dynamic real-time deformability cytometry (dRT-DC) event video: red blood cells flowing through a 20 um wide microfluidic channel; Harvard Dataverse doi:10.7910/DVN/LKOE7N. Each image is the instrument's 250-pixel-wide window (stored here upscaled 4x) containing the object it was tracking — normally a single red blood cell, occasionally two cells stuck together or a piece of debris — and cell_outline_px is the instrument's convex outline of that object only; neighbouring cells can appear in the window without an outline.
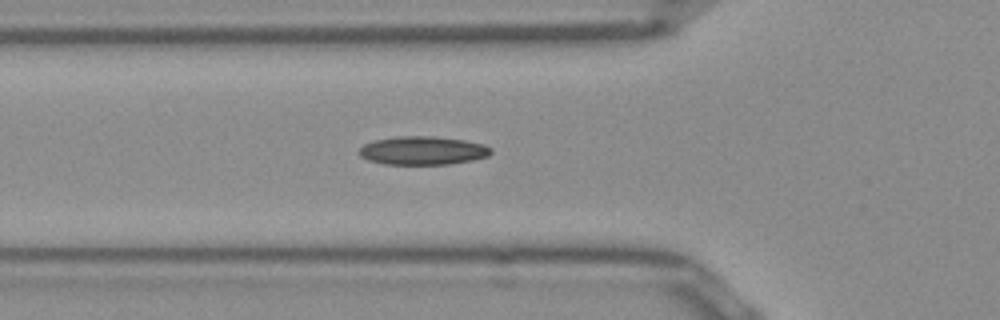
{"species": "Egyptian fruit bat (a non-hibernating species)", "species_latin": "Rousettus aegyptiacus", "temperature_condition": "room temperature", "stored_images_in_passage": 36, "camera_frame_rate_fps": 3000, "um_per_image_px": 0.085, "frame": {"image": 1, "passage_image": 2, "time_ms": 0.333, "image_size_px": [1000, 320], "cell_outline_px": [[492, 152], [488, 156], [472, 160], [448, 164], [384, 164], [368, 160], [360, 156], [360, 148], [364, 144], [376, 140], [396, 136], [436, 136], [464, 140], [484, 144], [492, 148]], "centroid_in_image_um": [35.95, 12.79], "position_along_channel_um": 89.8, "area_um2": 21.85}}
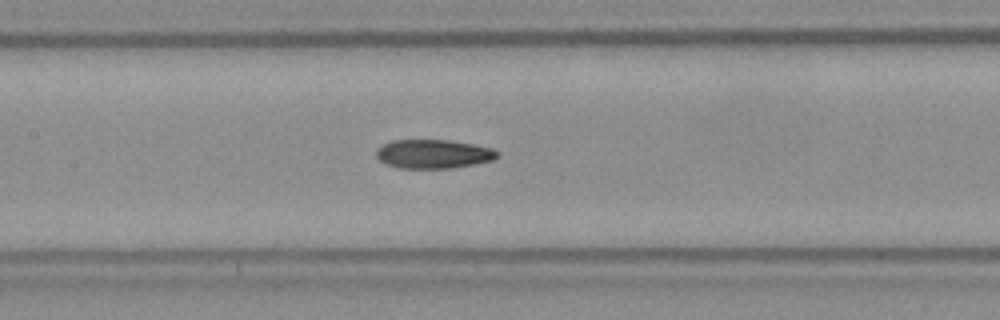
{"frame": {"image": 2, "passage_image": 8, "time_ms": 2.333, "image_size_px": [1000, 320], "cell_outline_px": [[500, 156], [492, 160], [476, 164], [452, 168], [400, 168], [384, 164], [376, 156], [376, 152], [384, 144], [392, 140], [448, 140], [472, 144], [492, 148], [500, 152]], "centroid_in_image_um": [36.87, 13.09], "position_along_channel_um": 170.5, "area_um2": 20.4}}
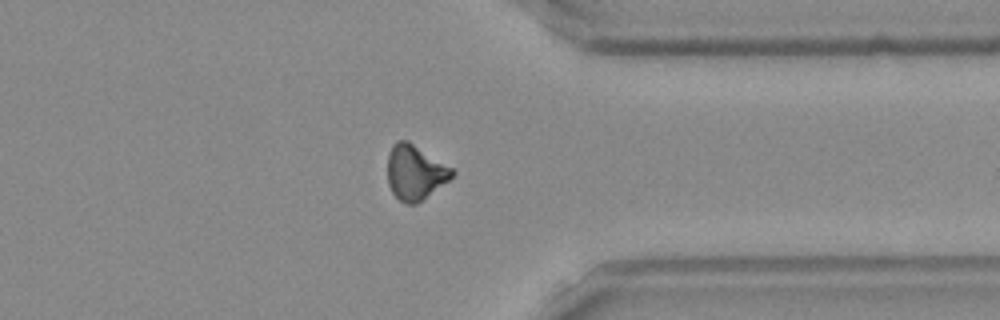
{"frame": {"image": 3, "passage_image": 24, "time_ms": 7.667, "image_size_px": [1000, 320], "cell_outline_px": [[456, 172], [448, 180], [416, 204], [408, 204], [400, 200], [392, 192], [388, 184], [388, 152], [392, 144], [396, 140], [408, 140], [452, 168]], "centroid_in_image_um": [35.25, 14.62], "position_along_channel_um": 376.2, "area_um2": 20.4}}